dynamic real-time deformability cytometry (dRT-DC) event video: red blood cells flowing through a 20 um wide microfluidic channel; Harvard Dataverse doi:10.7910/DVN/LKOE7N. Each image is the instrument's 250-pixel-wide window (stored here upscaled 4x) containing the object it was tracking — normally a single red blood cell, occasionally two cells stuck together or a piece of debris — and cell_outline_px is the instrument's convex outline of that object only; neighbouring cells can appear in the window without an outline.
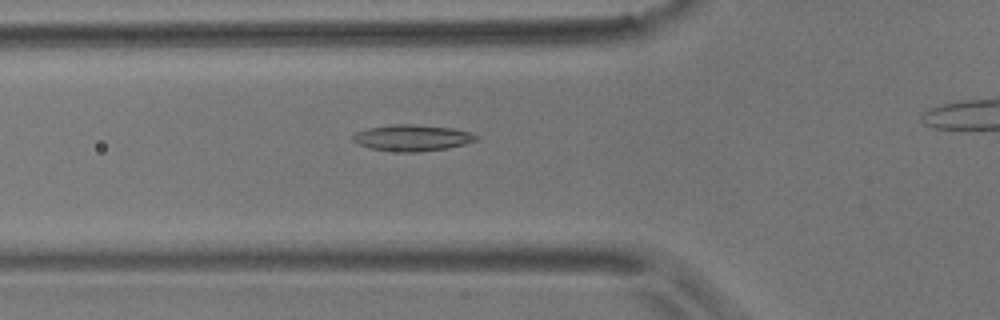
{"species": "common noctule bat (a hibernating species)", "species_latin": "Nyctalus noctula", "temperature_condition": "room temperature", "stored_images_in_passage": 39, "camera_frame_rate_fps": 3000, "um_per_image_px": 0.085, "animal": {"sex": "male", "body_mass_g": 17.9}, "frame": {"image": 1, "passage_image": 13, "time_ms": 4.0, "image_size_px": [1000, 320], "cell_outline_px": [[480, 136], [476, 140], [464, 144], [448, 148], [416, 152], [404, 152], [372, 148], [360, 144], [352, 140], [352, 136], [356, 132], [368, 128], [392, 124], [412, 124], [452, 128], [468, 132]], "centroid_in_image_um": [35.05, 11.71], "position_along_channel_um": 90.8, "area_um2": 18.61}}
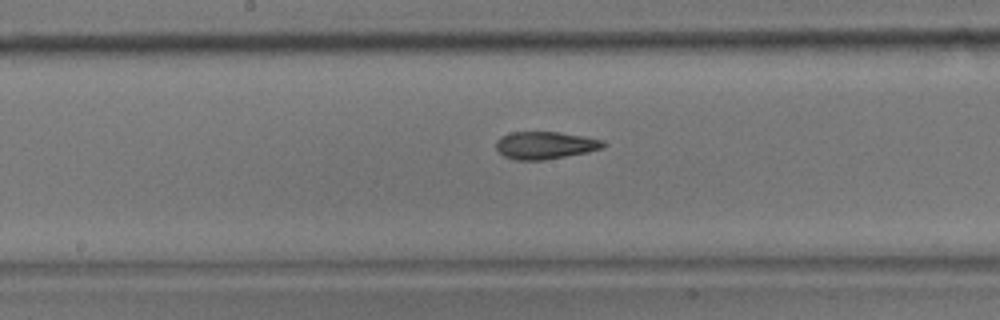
{"frame": {"image": 2, "passage_image": 22, "time_ms": 7.0, "image_size_px": [1000, 320], "cell_outline_px": [[608, 144], [604, 148], [588, 152], [544, 160], [516, 160], [504, 156], [496, 148], [496, 140], [500, 136], [512, 132], [560, 132], [584, 136], [604, 140]], "centroid_in_image_um": [46.37, 12.34], "position_along_channel_um": 201.8, "area_um2": 17.34}}
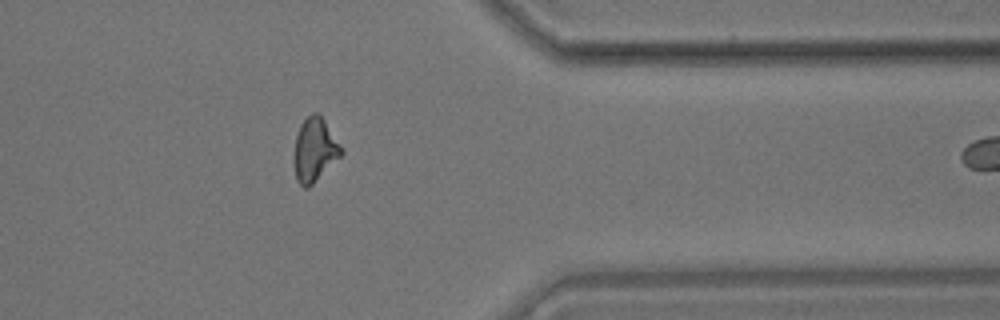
{"frame": {"image": 3, "passage_image": 38, "time_ms": 12.333, "image_size_px": [1000, 320], "cell_outline_px": [[344, 152], [308, 188], [304, 188], [296, 180], [292, 160], [296, 136], [300, 124], [312, 112], [320, 112]], "centroid_in_image_um": [26.7, 12.72], "position_along_channel_um": 384.7, "area_um2": 17.57}}